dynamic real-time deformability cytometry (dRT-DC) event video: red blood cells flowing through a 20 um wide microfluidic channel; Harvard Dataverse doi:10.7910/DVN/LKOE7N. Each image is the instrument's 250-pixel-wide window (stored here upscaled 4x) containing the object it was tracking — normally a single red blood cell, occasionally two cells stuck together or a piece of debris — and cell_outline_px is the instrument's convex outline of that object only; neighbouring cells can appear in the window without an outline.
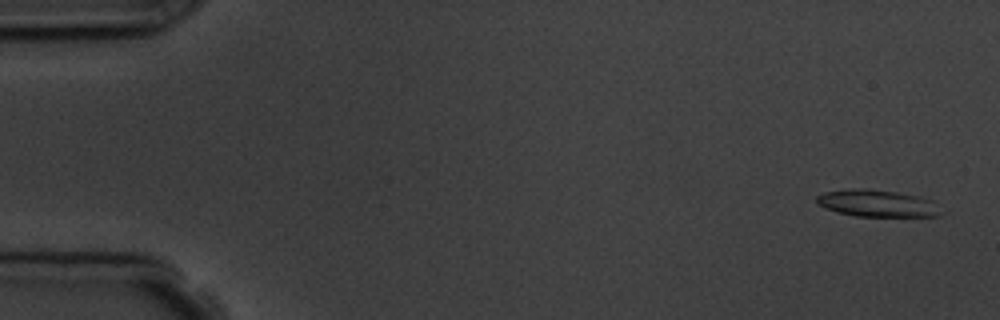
{"species": "common noctule bat (a hibernating species)", "species_latin": "Nyctalus noctula", "temperature_condition": "room temperature", "stored_images_in_passage": 5, "camera_frame_rate_fps": 3000, "um_per_image_px": 0.085, "animal": {"sex": "male", "body_mass_g": 19.5, "forearm_length_mm": 54.6}, "frame": {"image": 1, "passage_image": 1, "time_ms": 0.0, "image_size_px": [1000, 320], "cell_outline_px": [[944, 212], [940, 216], [856, 216], [836, 212], [824, 208], [816, 200], [816, 196], [824, 192], [848, 188], [868, 188], [896, 192], [920, 196], [932, 200]], "centroid_in_image_um": [74.58, 17.27], "position_along_channel_um": 10.4, "area_um2": 19.77}}
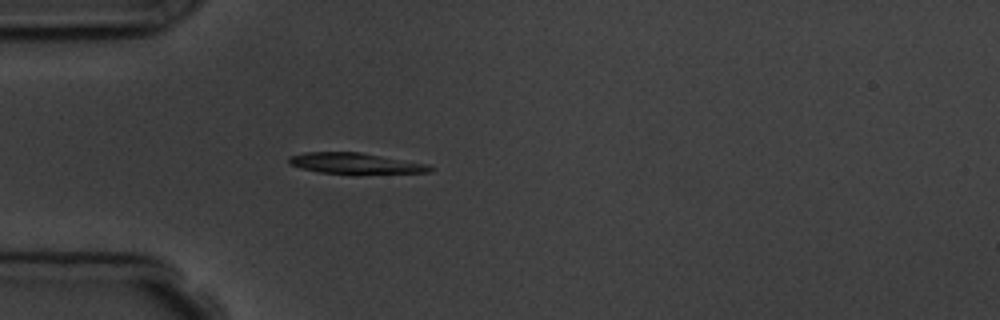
{"frame": {"image": 2, "passage_image": 5, "time_ms": 4.667, "image_size_px": [1000, 320], "cell_outline_px": [[436, 168], [432, 172], [356, 176], [352, 176], [320, 172], [300, 168], [288, 164], [288, 156], [304, 152], [360, 152], [428, 164]], "centroid_in_image_um": [30.25, 13.93], "position_along_channel_um": 54.7, "area_um2": 18.21}}